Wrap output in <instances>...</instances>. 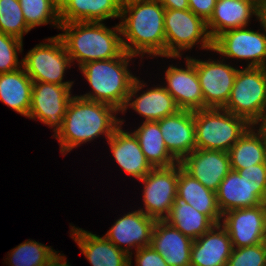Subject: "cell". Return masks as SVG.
<instances>
[{"label":"cell","mask_w":266,"mask_h":266,"mask_svg":"<svg viewBox=\"0 0 266 266\" xmlns=\"http://www.w3.org/2000/svg\"><path fill=\"white\" fill-rule=\"evenodd\" d=\"M223 109L256 126L266 116V67L238 69L228 102Z\"/></svg>","instance_id":"cell-6"},{"label":"cell","mask_w":266,"mask_h":266,"mask_svg":"<svg viewBox=\"0 0 266 266\" xmlns=\"http://www.w3.org/2000/svg\"><path fill=\"white\" fill-rule=\"evenodd\" d=\"M71 231L72 238L92 266H130V256L105 236L99 237L75 226Z\"/></svg>","instance_id":"cell-23"},{"label":"cell","mask_w":266,"mask_h":266,"mask_svg":"<svg viewBox=\"0 0 266 266\" xmlns=\"http://www.w3.org/2000/svg\"><path fill=\"white\" fill-rule=\"evenodd\" d=\"M186 68L170 65L165 73L167 86L179 109L197 111L204 109L203 93L195 64L186 57Z\"/></svg>","instance_id":"cell-18"},{"label":"cell","mask_w":266,"mask_h":266,"mask_svg":"<svg viewBox=\"0 0 266 266\" xmlns=\"http://www.w3.org/2000/svg\"><path fill=\"white\" fill-rule=\"evenodd\" d=\"M118 0H69L60 9V22H102L109 18H120Z\"/></svg>","instance_id":"cell-26"},{"label":"cell","mask_w":266,"mask_h":266,"mask_svg":"<svg viewBox=\"0 0 266 266\" xmlns=\"http://www.w3.org/2000/svg\"><path fill=\"white\" fill-rule=\"evenodd\" d=\"M165 57L179 58L182 50L191 49L197 42L201 48L213 50V40L207 31L206 22L190 9H165Z\"/></svg>","instance_id":"cell-7"},{"label":"cell","mask_w":266,"mask_h":266,"mask_svg":"<svg viewBox=\"0 0 266 266\" xmlns=\"http://www.w3.org/2000/svg\"><path fill=\"white\" fill-rule=\"evenodd\" d=\"M252 15L257 18L258 7L250 0H217L213 14L206 22L210 38L214 41L228 30L248 26Z\"/></svg>","instance_id":"cell-24"},{"label":"cell","mask_w":266,"mask_h":266,"mask_svg":"<svg viewBox=\"0 0 266 266\" xmlns=\"http://www.w3.org/2000/svg\"><path fill=\"white\" fill-rule=\"evenodd\" d=\"M217 0H188L189 9L207 22L213 14Z\"/></svg>","instance_id":"cell-37"},{"label":"cell","mask_w":266,"mask_h":266,"mask_svg":"<svg viewBox=\"0 0 266 266\" xmlns=\"http://www.w3.org/2000/svg\"><path fill=\"white\" fill-rule=\"evenodd\" d=\"M135 262L136 266H168L164 258L151 246L137 250Z\"/></svg>","instance_id":"cell-36"},{"label":"cell","mask_w":266,"mask_h":266,"mask_svg":"<svg viewBox=\"0 0 266 266\" xmlns=\"http://www.w3.org/2000/svg\"><path fill=\"white\" fill-rule=\"evenodd\" d=\"M123 120L108 139L112 155L128 175L141 180L153 167L141 150L138 139L132 133L122 130Z\"/></svg>","instance_id":"cell-22"},{"label":"cell","mask_w":266,"mask_h":266,"mask_svg":"<svg viewBox=\"0 0 266 266\" xmlns=\"http://www.w3.org/2000/svg\"><path fill=\"white\" fill-rule=\"evenodd\" d=\"M58 34L66 47L71 62L79 67L90 61L117 58L123 51L120 25L113 29L101 22L61 23Z\"/></svg>","instance_id":"cell-3"},{"label":"cell","mask_w":266,"mask_h":266,"mask_svg":"<svg viewBox=\"0 0 266 266\" xmlns=\"http://www.w3.org/2000/svg\"><path fill=\"white\" fill-rule=\"evenodd\" d=\"M69 0H54L56 7L60 10Z\"/></svg>","instance_id":"cell-44"},{"label":"cell","mask_w":266,"mask_h":266,"mask_svg":"<svg viewBox=\"0 0 266 266\" xmlns=\"http://www.w3.org/2000/svg\"><path fill=\"white\" fill-rule=\"evenodd\" d=\"M224 218V219H223ZM233 248H242L266 242V204L233 209L222 214Z\"/></svg>","instance_id":"cell-12"},{"label":"cell","mask_w":266,"mask_h":266,"mask_svg":"<svg viewBox=\"0 0 266 266\" xmlns=\"http://www.w3.org/2000/svg\"><path fill=\"white\" fill-rule=\"evenodd\" d=\"M72 85L33 82L31 106L28 118L39 119L54 129V135L62 128L71 96Z\"/></svg>","instance_id":"cell-10"},{"label":"cell","mask_w":266,"mask_h":266,"mask_svg":"<svg viewBox=\"0 0 266 266\" xmlns=\"http://www.w3.org/2000/svg\"><path fill=\"white\" fill-rule=\"evenodd\" d=\"M22 46V40L0 32V74L22 68V60L19 63L17 55V51L22 52Z\"/></svg>","instance_id":"cell-34"},{"label":"cell","mask_w":266,"mask_h":266,"mask_svg":"<svg viewBox=\"0 0 266 266\" xmlns=\"http://www.w3.org/2000/svg\"><path fill=\"white\" fill-rule=\"evenodd\" d=\"M257 19L260 21L261 26L266 32V2L258 6V15Z\"/></svg>","instance_id":"cell-40"},{"label":"cell","mask_w":266,"mask_h":266,"mask_svg":"<svg viewBox=\"0 0 266 266\" xmlns=\"http://www.w3.org/2000/svg\"><path fill=\"white\" fill-rule=\"evenodd\" d=\"M238 172L251 182H266V163L251 165V167L239 169Z\"/></svg>","instance_id":"cell-38"},{"label":"cell","mask_w":266,"mask_h":266,"mask_svg":"<svg viewBox=\"0 0 266 266\" xmlns=\"http://www.w3.org/2000/svg\"><path fill=\"white\" fill-rule=\"evenodd\" d=\"M196 149L220 150L230 148L252 126L246 119L223 108L194 111Z\"/></svg>","instance_id":"cell-5"},{"label":"cell","mask_w":266,"mask_h":266,"mask_svg":"<svg viewBox=\"0 0 266 266\" xmlns=\"http://www.w3.org/2000/svg\"><path fill=\"white\" fill-rule=\"evenodd\" d=\"M221 214L233 209L259 206L266 202V182H251L231 170L216 191Z\"/></svg>","instance_id":"cell-14"},{"label":"cell","mask_w":266,"mask_h":266,"mask_svg":"<svg viewBox=\"0 0 266 266\" xmlns=\"http://www.w3.org/2000/svg\"><path fill=\"white\" fill-rule=\"evenodd\" d=\"M265 33L246 27L228 30L213 41L212 51L228 58L251 60L247 67H266Z\"/></svg>","instance_id":"cell-11"},{"label":"cell","mask_w":266,"mask_h":266,"mask_svg":"<svg viewBox=\"0 0 266 266\" xmlns=\"http://www.w3.org/2000/svg\"><path fill=\"white\" fill-rule=\"evenodd\" d=\"M139 181L144 184L145 206L144 210H140L155 220H165L177 196L178 163L170 167L153 168Z\"/></svg>","instance_id":"cell-9"},{"label":"cell","mask_w":266,"mask_h":266,"mask_svg":"<svg viewBox=\"0 0 266 266\" xmlns=\"http://www.w3.org/2000/svg\"><path fill=\"white\" fill-rule=\"evenodd\" d=\"M165 221L193 240L215 225L207 215L198 212L179 196L175 197L170 214Z\"/></svg>","instance_id":"cell-29"},{"label":"cell","mask_w":266,"mask_h":266,"mask_svg":"<svg viewBox=\"0 0 266 266\" xmlns=\"http://www.w3.org/2000/svg\"><path fill=\"white\" fill-rule=\"evenodd\" d=\"M157 122L166 148L178 162L196 149L194 111L180 109Z\"/></svg>","instance_id":"cell-17"},{"label":"cell","mask_w":266,"mask_h":266,"mask_svg":"<svg viewBox=\"0 0 266 266\" xmlns=\"http://www.w3.org/2000/svg\"><path fill=\"white\" fill-rule=\"evenodd\" d=\"M250 1H252L257 7L262 3L266 2V0H250Z\"/></svg>","instance_id":"cell-45"},{"label":"cell","mask_w":266,"mask_h":266,"mask_svg":"<svg viewBox=\"0 0 266 266\" xmlns=\"http://www.w3.org/2000/svg\"><path fill=\"white\" fill-rule=\"evenodd\" d=\"M19 3L30 29L49 22L60 29V10L56 7L54 0H19Z\"/></svg>","instance_id":"cell-32"},{"label":"cell","mask_w":266,"mask_h":266,"mask_svg":"<svg viewBox=\"0 0 266 266\" xmlns=\"http://www.w3.org/2000/svg\"><path fill=\"white\" fill-rule=\"evenodd\" d=\"M33 81L24 68L0 74V101L17 113L28 116Z\"/></svg>","instance_id":"cell-27"},{"label":"cell","mask_w":266,"mask_h":266,"mask_svg":"<svg viewBox=\"0 0 266 266\" xmlns=\"http://www.w3.org/2000/svg\"><path fill=\"white\" fill-rule=\"evenodd\" d=\"M145 86L143 82L136 77L131 85L126 103L121 110L125 112L130 106L139 115L145 118V122L160 121L166 116L175 114L180 109L176 105L172 95L162 86L151 88L137 97L136 93ZM136 96V99L132 100ZM131 101V102H130Z\"/></svg>","instance_id":"cell-19"},{"label":"cell","mask_w":266,"mask_h":266,"mask_svg":"<svg viewBox=\"0 0 266 266\" xmlns=\"http://www.w3.org/2000/svg\"><path fill=\"white\" fill-rule=\"evenodd\" d=\"M193 241L167 221L156 220L150 246L164 258L168 266H190Z\"/></svg>","instance_id":"cell-20"},{"label":"cell","mask_w":266,"mask_h":266,"mask_svg":"<svg viewBox=\"0 0 266 266\" xmlns=\"http://www.w3.org/2000/svg\"><path fill=\"white\" fill-rule=\"evenodd\" d=\"M30 30L19 0H0V32L23 41V34H27Z\"/></svg>","instance_id":"cell-33"},{"label":"cell","mask_w":266,"mask_h":266,"mask_svg":"<svg viewBox=\"0 0 266 266\" xmlns=\"http://www.w3.org/2000/svg\"><path fill=\"white\" fill-rule=\"evenodd\" d=\"M232 249L226 229L220 223L215 224L193 241L190 266H227Z\"/></svg>","instance_id":"cell-21"},{"label":"cell","mask_w":266,"mask_h":266,"mask_svg":"<svg viewBox=\"0 0 266 266\" xmlns=\"http://www.w3.org/2000/svg\"><path fill=\"white\" fill-rule=\"evenodd\" d=\"M196 67L203 93L204 109L223 108L229 100L238 69L218 60L189 58Z\"/></svg>","instance_id":"cell-13"},{"label":"cell","mask_w":266,"mask_h":266,"mask_svg":"<svg viewBox=\"0 0 266 266\" xmlns=\"http://www.w3.org/2000/svg\"><path fill=\"white\" fill-rule=\"evenodd\" d=\"M165 9L187 10L188 0H157Z\"/></svg>","instance_id":"cell-39"},{"label":"cell","mask_w":266,"mask_h":266,"mask_svg":"<svg viewBox=\"0 0 266 266\" xmlns=\"http://www.w3.org/2000/svg\"><path fill=\"white\" fill-rule=\"evenodd\" d=\"M113 106L73 96L70 100L63 126L54 138L58 139L60 152L66 155L73 148L105 135L108 140L120 125Z\"/></svg>","instance_id":"cell-1"},{"label":"cell","mask_w":266,"mask_h":266,"mask_svg":"<svg viewBox=\"0 0 266 266\" xmlns=\"http://www.w3.org/2000/svg\"><path fill=\"white\" fill-rule=\"evenodd\" d=\"M133 134L138 139L142 152L153 168L170 167L179 163L166 148L157 121H144Z\"/></svg>","instance_id":"cell-30"},{"label":"cell","mask_w":266,"mask_h":266,"mask_svg":"<svg viewBox=\"0 0 266 266\" xmlns=\"http://www.w3.org/2000/svg\"><path fill=\"white\" fill-rule=\"evenodd\" d=\"M257 125H260L259 129L263 133V135L265 137V140H266V119L261 121V122H259Z\"/></svg>","instance_id":"cell-43"},{"label":"cell","mask_w":266,"mask_h":266,"mask_svg":"<svg viewBox=\"0 0 266 266\" xmlns=\"http://www.w3.org/2000/svg\"><path fill=\"white\" fill-rule=\"evenodd\" d=\"M254 128V129H253ZM231 170L238 171L251 165L266 163V140L252 125L229 150Z\"/></svg>","instance_id":"cell-28"},{"label":"cell","mask_w":266,"mask_h":266,"mask_svg":"<svg viewBox=\"0 0 266 266\" xmlns=\"http://www.w3.org/2000/svg\"><path fill=\"white\" fill-rule=\"evenodd\" d=\"M177 196L184 199L198 212L207 215L215 224L221 223L222 214L217 205L216 192L206 188L188 174L178 163Z\"/></svg>","instance_id":"cell-25"},{"label":"cell","mask_w":266,"mask_h":266,"mask_svg":"<svg viewBox=\"0 0 266 266\" xmlns=\"http://www.w3.org/2000/svg\"><path fill=\"white\" fill-rule=\"evenodd\" d=\"M156 220L147 216L141 210H135L125 214L117 219L114 225L105 234V237L111 241L118 249L125 251L130 256V266L132 252L151 244V236ZM125 245L126 247H122Z\"/></svg>","instance_id":"cell-15"},{"label":"cell","mask_w":266,"mask_h":266,"mask_svg":"<svg viewBox=\"0 0 266 266\" xmlns=\"http://www.w3.org/2000/svg\"><path fill=\"white\" fill-rule=\"evenodd\" d=\"M133 57L123 51L117 58L90 61L80 66L93 91L80 97L111 105L120 112L136 78L127 68Z\"/></svg>","instance_id":"cell-4"},{"label":"cell","mask_w":266,"mask_h":266,"mask_svg":"<svg viewBox=\"0 0 266 266\" xmlns=\"http://www.w3.org/2000/svg\"><path fill=\"white\" fill-rule=\"evenodd\" d=\"M227 266H266V242L233 248Z\"/></svg>","instance_id":"cell-35"},{"label":"cell","mask_w":266,"mask_h":266,"mask_svg":"<svg viewBox=\"0 0 266 266\" xmlns=\"http://www.w3.org/2000/svg\"><path fill=\"white\" fill-rule=\"evenodd\" d=\"M46 41L47 44L36 45L22 59L25 72L33 82L73 85V81H62L66 68L71 66V59L63 40L56 35Z\"/></svg>","instance_id":"cell-8"},{"label":"cell","mask_w":266,"mask_h":266,"mask_svg":"<svg viewBox=\"0 0 266 266\" xmlns=\"http://www.w3.org/2000/svg\"><path fill=\"white\" fill-rule=\"evenodd\" d=\"M141 1H146V0H118V3L120 5V7L123 8L129 4L141 2Z\"/></svg>","instance_id":"cell-42"},{"label":"cell","mask_w":266,"mask_h":266,"mask_svg":"<svg viewBox=\"0 0 266 266\" xmlns=\"http://www.w3.org/2000/svg\"><path fill=\"white\" fill-rule=\"evenodd\" d=\"M61 254L35 240H27L9 253L10 266H51Z\"/></svg>","instance_id":"cell-31"},{"label":"cell","mask_w":266,"mask_h":266,"mask_svg":"<svg viewBox=\"0 0 266 266\" xmlns=\"http://www.w3.org/2000/svg\"><path fill=\"white\" fill-rule=\"evenodd\" d=\"M180 164L188 174L214 192L231 171L229 153L220 150L195 149Z\"/></svg>","instance_id":"cell-16"},{"label":"cell","mask_w":266,"mask_h":266,"mask_svg":"<svg viewBox=\"0 0 266 266\" xmlns=\"http://www.w3.org/2000/svg\"><path fill=\"white\" fill-rule=\"evenodd\" d=\"M65 260V256L61 255L51 266H70Z\"/></svg>","instance_id":"cell-41"},{"label":"cell","mask_w":266,"mask_h":266,"mask_svg":"<svg viewBox=\"0 0 266 266\" xmlns=\"http://www.w3.org/2000/svg\"><path fill=\"white\" fill-rule=\"evenodd\" d=\"M164 13L165 8L157 0L123 7L119 25L124 51L134 56L143 57L148 53L150 56L165 57Z\"/></svg>","instance_id":"cell-2"}]
</instances>
